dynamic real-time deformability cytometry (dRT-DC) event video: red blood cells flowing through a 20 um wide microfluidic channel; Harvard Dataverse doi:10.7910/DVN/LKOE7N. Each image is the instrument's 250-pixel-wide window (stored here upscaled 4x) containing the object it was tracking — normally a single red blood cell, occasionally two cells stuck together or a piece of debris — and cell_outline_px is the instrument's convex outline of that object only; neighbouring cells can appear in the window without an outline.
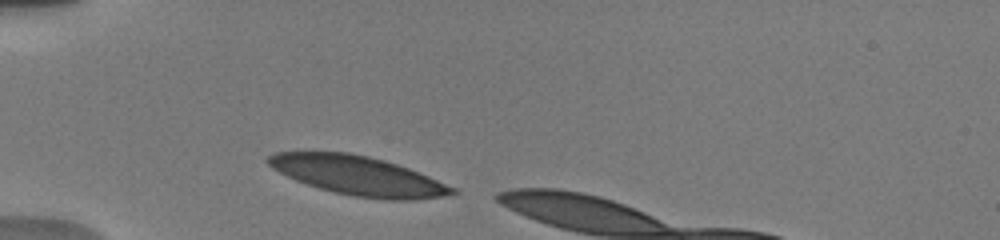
{"species": "human", "species_latin": "Homo sapiens", "temperature_condition": "warm", "stored_images_in_passage": 3, "camera_frame_rate_fps": 3000, "um_per_image_px": 0.085, "donor": {"sex": "male"}, "frame": {"image": 1, "passage_image": 1, "time_ms": 0.0, "image_size_px": [1000, 240], "cell_outline_px": [[456, 192], [440, 196], [412, 200], [384, 200], [352, 196], [332, 192], [296, 180], [272, 168], [264, 160], [268, 156], [276, 152], [348, 152], [368, 156], [384, 160], [408, 168], [428, 176], [456, 188]], "centroid_in_image_um": [30.4, 14.93], "position_along_channel_um": 54.6, "area_um2": 41.62}}